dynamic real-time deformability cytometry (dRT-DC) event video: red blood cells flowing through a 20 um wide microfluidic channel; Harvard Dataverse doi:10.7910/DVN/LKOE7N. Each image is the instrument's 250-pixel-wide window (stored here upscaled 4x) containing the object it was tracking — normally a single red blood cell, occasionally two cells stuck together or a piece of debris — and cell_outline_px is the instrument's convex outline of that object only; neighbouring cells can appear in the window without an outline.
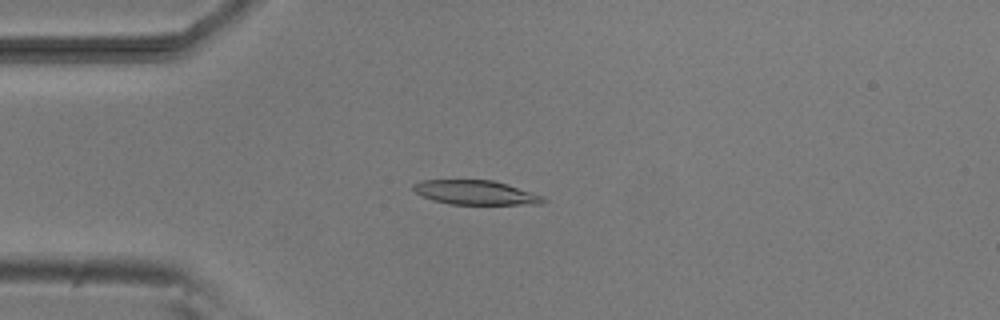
{"species": "common noctule bat (a hibernating species)", "species_latin": "Nyctalus noctula", "temperature_condition": "room temperature", "stored_images_in_passage": 5, "camera_frame_rate_fps": 3000, "um_per_image_px": 0.085, "animal": {"sex": "male", "body_mass_g": 20.5, "forearm_length_mm": 52.5}, "frame": {"image": 1, "passage_image": 2, "time_ms": 1.0, "image_size_px": [1000, 320], "cell_outline_px": [[548, 200], [544, 204], [448, 204], [432, 200], [416, 192], [412, 188], [412, 184], [420, 180], [492, 180], [508, 184], [544, 196]], "centroid_in_image_um": [40.45, 16.36], "position_along_channel_um": 44.5, "area_um2": 18.5}}
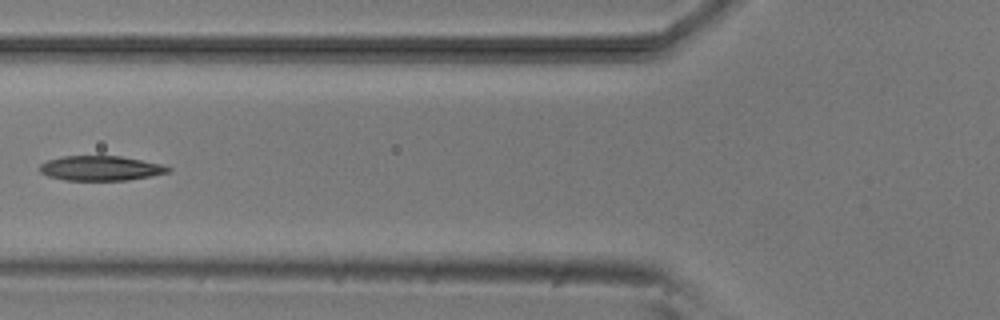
{"frame": {"image": 2, "passage_image": 4, "time_ms": 3.333, "image_size_px": [1000, 320], "cell_outline_px": [[172, 168], [168, 172], [152, 176], [128, 180], [64, 180], [48, 176], [40, 172], [40, 164], [48, 160], [64, 156], [120, 156], [160, 164]], "centroid_in_image_um": [8.54, 14.3], "position_along_channel_um": 117.3, "area_um2": 18.38}}
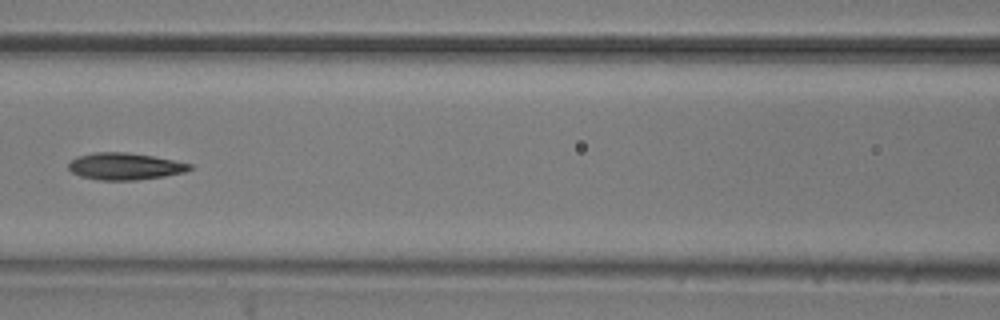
{"frame": {"image": 3, "passage_image": 5, "time_ms": 4.333, "image_size_px": [1000, 320], "cell_outline_px": [[192, 168], [184, 172], [164, 176], [136, 180], [100, 180], [80, 176], [72, 172], [68, 168], [68, 164], [76, 156], [92, 152], [128, 152], [152, 156], [192, 164]], "centroid_in_image_um": [10.58, 14.13], "position_along_channel_um": 156.0, "area_um2": 18.96}}